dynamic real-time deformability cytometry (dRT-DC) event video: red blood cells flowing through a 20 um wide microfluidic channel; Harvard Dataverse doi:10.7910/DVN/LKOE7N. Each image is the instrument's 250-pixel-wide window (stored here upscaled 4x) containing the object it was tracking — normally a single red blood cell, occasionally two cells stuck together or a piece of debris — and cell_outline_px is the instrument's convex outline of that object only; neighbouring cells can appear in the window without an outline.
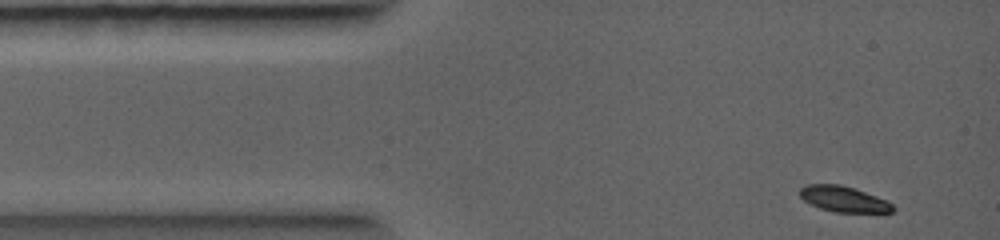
{"species": "common noctule bat (a hibernating species)", "species_latin": "Nyctalus noctula", "temperature_condition": "warm", "stored_images_in_passage": 8, "camera_frame_rate_fps": 5000, "um_per_image_px": 0.085, "animal": {"sex": "female", "body_mass_g": 19.0, "forearm_length_mm": 56.7}, "frame": {"image": 1, "passage_image": 1, "time_ms": 0.0, "image_size_px": [1000, 240], "cell_outline_px": [[896, 208], [892, 212], [836, 212], [820, 208], [804, 200], [800, 196], [800, 188], [808, 184], [840, 184], [888, 200]], "centroid_in_image_um": [71.73, 16.92], "position_along_channel_um": 13.3, "area_um2": 13.76}}
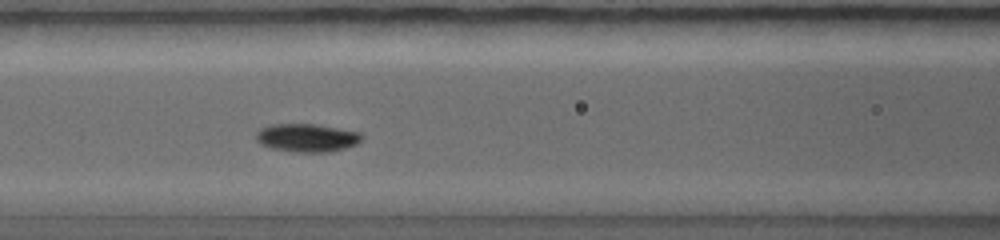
{"frame": {"image": 2, "passage_image": 6, "time_ms": 3.0, "image_size_px": [1000, 240], "cell_outline_px": [[360, 140], [356, 144], [332, 152], [292, 152], [272, 148], [264, 144], [260, 140], [260, 132], [264, 128], [280, 124], [312, 124], [356, 132], [360, 136]], "centroid_in_image_um": [26.15, 11.74], "position_along_channel_um": 140.5, "area_um2": 16.36}}
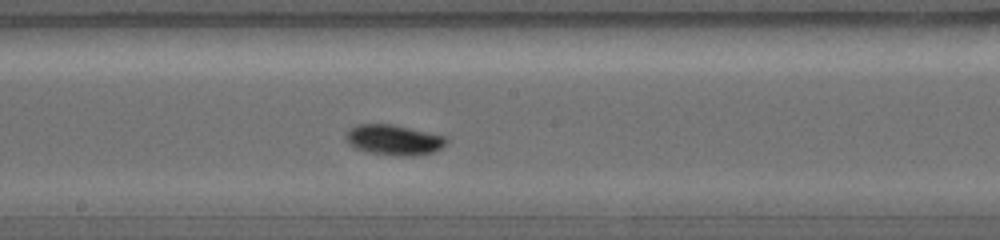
{"frame": {"image": 3, "passage_image": 8, "time_ms": 4.2, "image_size_px": [1000, 240], "cell_outline_px": [[444, 144], [440, 148], [432, 152], [416, 156], [392, 156], [364, 152], [356, 148], [348, 140], [348, 136], [352, 128], [364, 124], [388, 124], [440, 136], [444, 140]], "centroid_in_image_um": [33.44, 11.94], "position_along_channel_um": 214.8, "area_um2": 16.82}}